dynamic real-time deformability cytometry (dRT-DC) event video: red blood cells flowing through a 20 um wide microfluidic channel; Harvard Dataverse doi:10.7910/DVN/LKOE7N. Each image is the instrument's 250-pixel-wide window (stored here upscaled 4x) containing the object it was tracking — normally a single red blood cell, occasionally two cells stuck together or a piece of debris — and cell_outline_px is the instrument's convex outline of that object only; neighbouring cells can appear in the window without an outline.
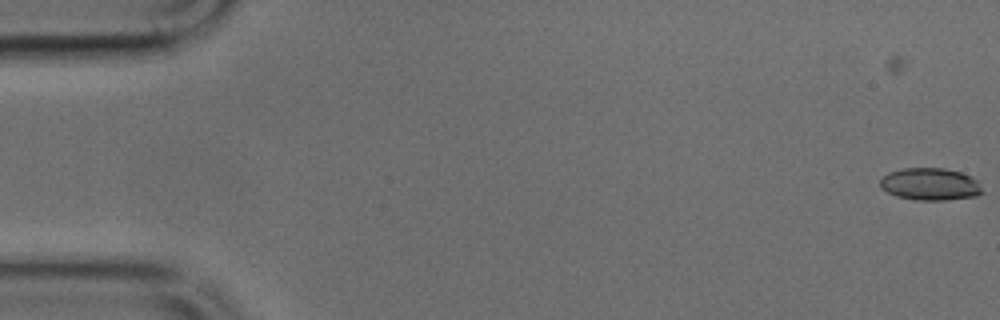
{"species": "common noctule bat (a hibernating species)", "species_latin": "Nyctalus noctula", "temperature_condition": "cold", "stored_images_in_passage": 4, "camera_frame_rate_fps": 3000, "um_per_image_px": 0.085, "animal": {"sex": "male", "body_mass_g": 17.9, "forearm_length_mm": 54.2}, "frame": {"image": 1, "passage_image": 4, "time_ms": 1.0, "image_size_px": [1000, 320], "cell_outline_px": [[984, 192], [976, 196], [944, 200], [916, 200], [896, 196], [880, 188], [880, 180], [888, 172], [900, 168], [944, 168], [960, 172], [972, 176], [976, 180]], "centroid_in_image_um": [79.05, 15.65], "position_along_channel_um": 5.9, "area_um2": 19.31}}